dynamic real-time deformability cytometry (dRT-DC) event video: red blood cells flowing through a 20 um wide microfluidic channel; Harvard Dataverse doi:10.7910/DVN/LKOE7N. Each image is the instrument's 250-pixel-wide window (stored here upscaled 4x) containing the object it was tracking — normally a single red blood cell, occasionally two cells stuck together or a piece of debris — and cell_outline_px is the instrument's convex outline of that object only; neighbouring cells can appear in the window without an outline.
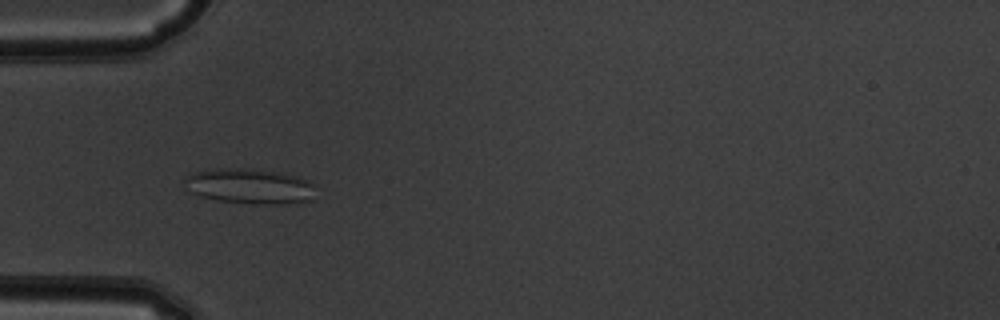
{"species": "common noctule bat (a hibernating species)", "species_latin": "Nyctalus noctula", "temperature_condition": "warm", "stored_images_in_passage": 51, "camera_frame_rate_fps": 3000, "um_per_image_px": 0.085, "animal": {"sex": "male", "body_mass_g": 19.5, "forearm_length_mm": 54.6}, "frame": {"image": 1, "passage_image": 16, "time_ms": 5.0, "image_size_px": [1000, 320], "cell_outline_px": [[316, 200], [304, 204], [252, 204], [216, 200], [200, 196], [192, 192], [184, 184], [184, 176], [196, 172], [216, 168], [252, 168], [280, 172], [300, 176], [316, 184]], "centroid_in_image_um": [21.37, 15.84], "position_along_channel_um": 63.6, "area_um2": 27.98}}
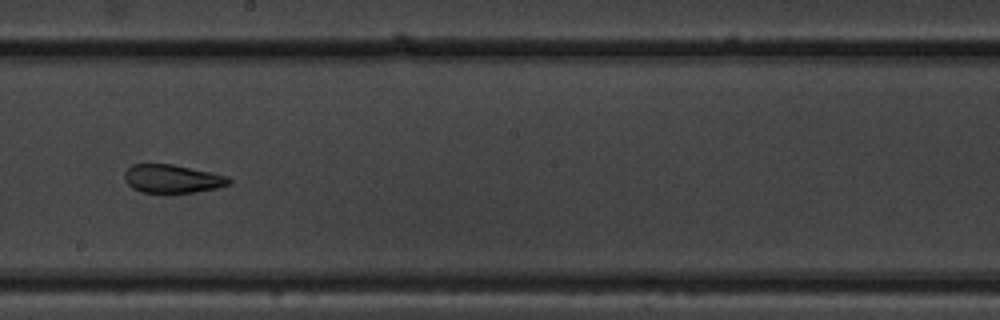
{"frame": {"image": 2, "passage_image": 29, "time_ms": 9.333, "image_size_px": [1000, 320], "cell_outline_px": [[232, 184], [216, 188], [196, 192], [140, 192], [132, 188], [124, 180], [124, 172], [132, 164], [172, 164], [228, 176], [232, 180]], "centroid_in_image_um": [14.64, 15.19], "position_along_channel_um": 233.6, "area_um2": 17.22}}
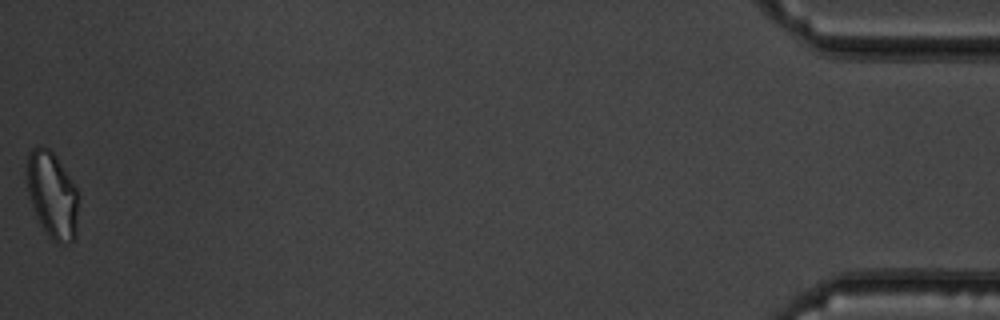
{"frame": {"image": 3, "passage_image": 51, "time_ms": 16.667, "image_size_px": [1000, 320], "cell_outline_px": [[80, 196], [76, 240], [68, 244], [60, 244], [52, 240], [48, 236], [40, 224], [36, 216], [28, 192], [28, 152], [32, 148], [48, 148], [56, 156], [76, 188]], "centroid_in_image_um": [4.5, 16.66], "position_along_channel_um": 430.7, "area_um2": 26.07}, "authors_computed_cell_mechanics": {"area_um2": 23.5824, "velocity_mm_per_s": 3.9537, "shape_relaxation_time_tau1_ms": null, "shape_relaxation_time_tau2_ms": 1.9558, "deformation_change_tau1": null, "deformation_change_tau2": 0.1027}}